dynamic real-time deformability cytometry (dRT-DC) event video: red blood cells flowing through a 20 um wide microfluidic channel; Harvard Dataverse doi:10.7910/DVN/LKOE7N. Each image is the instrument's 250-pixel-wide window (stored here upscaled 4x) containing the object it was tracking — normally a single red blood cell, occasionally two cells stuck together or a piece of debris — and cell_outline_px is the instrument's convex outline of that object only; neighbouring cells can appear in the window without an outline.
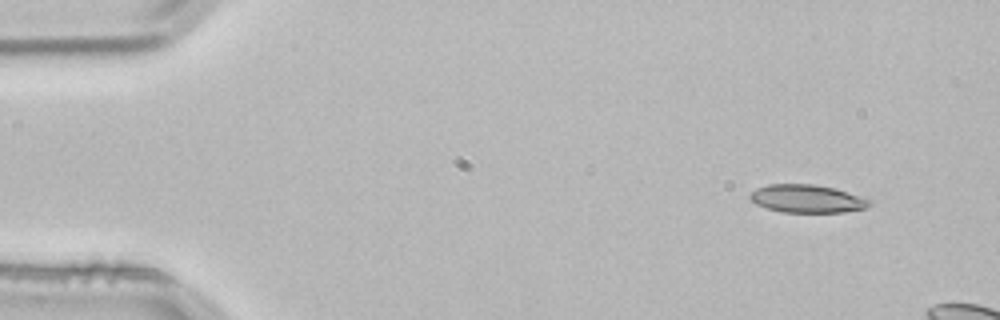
{"species": "common noctule bat (a hibernating species)", "species_latin": "Nyctalus noctula", "temperature_condition": "room temperature", "stored_images_in_passage": 4, "segment_of_instrument_passage": [2, 2], "camera_frame_rate_fps": 3000, "um_per_image_px": 0.085, "animal": {"sex": "male", "body_mass_g": 21.5, "forearm_length_mm": 52.0}, "frame": {"image": 1, "passage_image": 4, "time_ms": 1.0, "image_size_px": [1000, 320], "cell_outline_px": [[872, 204], [864, 208], [844, 212], [780, 212], [756, 204], [748, 196], [756, 188], [768, 184], [812, 184], [836, 188], [872, 200]], "centroid_in_image_um": [68.61, 16.88], "position_along_channel_um": 16.4, "area_um2": 19.48}}